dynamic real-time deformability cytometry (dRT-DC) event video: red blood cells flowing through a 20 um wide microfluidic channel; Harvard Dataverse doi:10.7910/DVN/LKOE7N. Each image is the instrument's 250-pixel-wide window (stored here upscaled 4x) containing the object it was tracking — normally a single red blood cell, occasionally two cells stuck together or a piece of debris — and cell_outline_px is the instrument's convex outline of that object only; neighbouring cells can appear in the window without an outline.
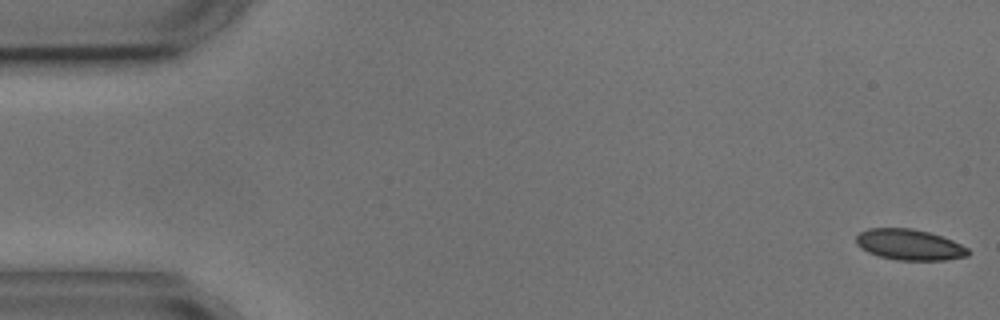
{"species": "common noctule bat (a hibernating species)", "species_latin": "Nyctalus noctula", "temperature_condition": "cold", "stored_images_in_passage": 5, "camera_frame_rate_fps": 3000, "um_per_image_px": 0.085, "animal": {"sex": "male", "body_mass_g": 17.9, "forearm_length_mm": 54.2}, "frame": {"image": 1, "passage_image": 1, "time_ms": 0.0, "image_size_px": [1000, 320], "cell_outline_px": [[972, 252], [968, 256], [944, 260], [896, 260], [880, 256], [868, 252], [860, 248], [856, 244], [856, 236], [860, 232], [868, 228], [912, 228], [928, 232], [952, 240], [968, 248]], "centroid_in_image_um": [77.3, 20.8], "position_along_channel_um": 7.7, "area_um2": 20.17}}